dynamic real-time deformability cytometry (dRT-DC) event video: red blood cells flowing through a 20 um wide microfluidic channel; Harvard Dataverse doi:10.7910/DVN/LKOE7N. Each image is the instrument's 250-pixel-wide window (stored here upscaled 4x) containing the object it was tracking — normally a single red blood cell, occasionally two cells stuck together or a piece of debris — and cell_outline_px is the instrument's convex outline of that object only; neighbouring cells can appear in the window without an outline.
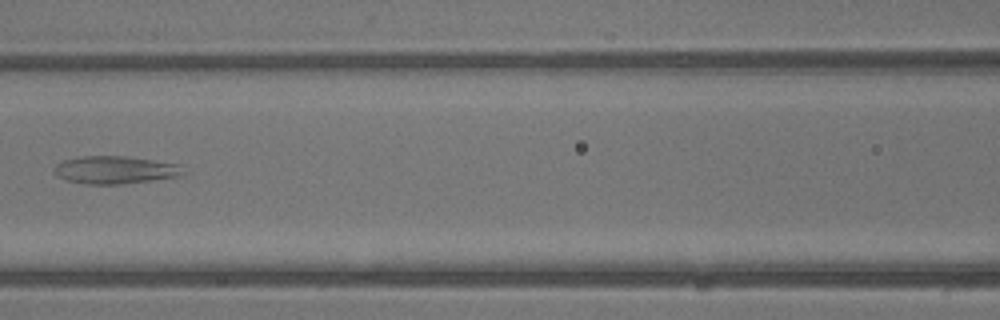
{"species": "common noctule bat (a hibernating species)", "species_latin": "Nyctalus noctula", "temperature_condition": "warm", "stored_images_in_passage": 42, "camera_frame_rate_fps": 3000, "um_per_image_px": 0.085, "animal": {"sex": "male", "body_mass_g": 13.3}, "frame": {"image": 1, "passage_image": 19, "time_ms": 6.0, "image_size_px": [1000, 320], "cell_outline_px": [[188, 172], [184, 176], [124, 184], [84, 184], [68, 180], [56, 176], [52, 168], [56, 164], [64, 160], [80, 156], [128, 156], [180, 164]], "centroid_in_image_um": [9.85, 14.44], "position_along_channel_um": 156.8, "area_um2": 21.33}}
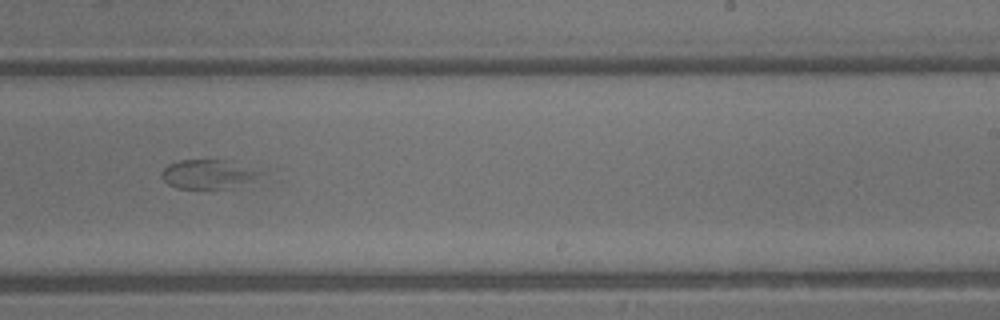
{"frame": {"image": 2, "passage_image": 26, "time_ms": 8.333, "image_size_px": [1000, 320], "cell_outline_px": [[260, 172], [244, 180], [220, 188], [176, 188], [168, 184], [160, 176], [160, 172], [168, 164], [180, 160], [224, 160]], "centroid_in_image_um": [17.39, 14.78], "position_along_channel_um": 271.6, "area_um2": 15.37}}
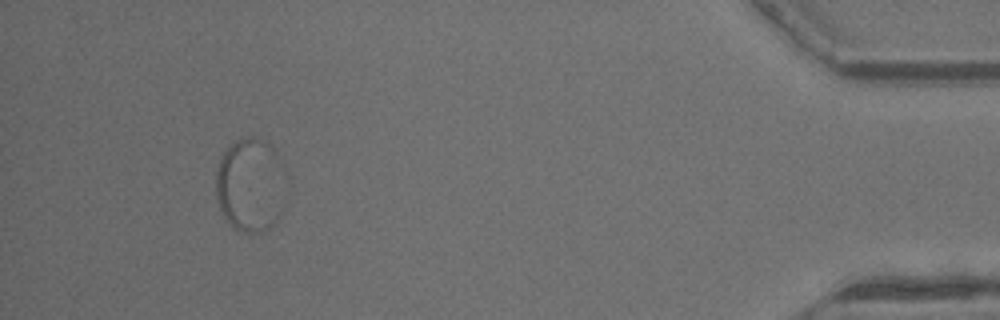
{"frame": {"image": 3, "passage_image": 39, "time_ms": 12.667, "image_size_px": [1000, 320], "cell_outline_px": [[280, 216], [276, 224], [260, 232], [244, 232], [232, 228], [224, 216], [220, 208], [216, 196], [216, 168], [220, 156], [232, 140], [248, 136], [252, 136], [268, 140], [276, 148], [280, 156]], "centroid_in_image_um": [21.2, 15.66], "position_along_channel_um": 414.0, "area_um2": 38.21}}